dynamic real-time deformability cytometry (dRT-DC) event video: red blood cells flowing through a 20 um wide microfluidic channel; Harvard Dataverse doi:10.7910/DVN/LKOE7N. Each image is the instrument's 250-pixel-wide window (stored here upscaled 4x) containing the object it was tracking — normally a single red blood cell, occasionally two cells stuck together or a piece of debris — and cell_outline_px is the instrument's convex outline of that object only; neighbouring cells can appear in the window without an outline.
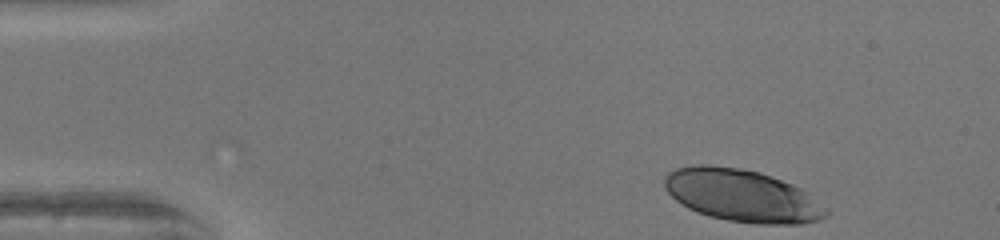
{"species": "human", "species_latin": "Homo sapiens", "temperature_condition": "warm", "stored_images_in_passage": 45, "camera_frame_rate_fps": 3000, "um_per_image_px": 0.085, "donor": {"sex": "female"}, "frame": {"image": 1, "passage_image": 1, "time_ms": 0.0, "image_size_px": [1000, 240], "cell_outline_px": [[828, 216], [820, 220], [800, 224], [756, 224], [728, 220], [708, 216], [696, 212], [688, 208], [676, 200], [664, 188], [664, 176], [668, 172], [676, 168], [696, 164], [708, 164], [744, 168], [760, 172], [792, 184], [800, 188], [828, 208]], "centroid_in_image_um": [63.07, 16.62], "position_along_channel_um": 21.9, "area_um2": 49.65}}
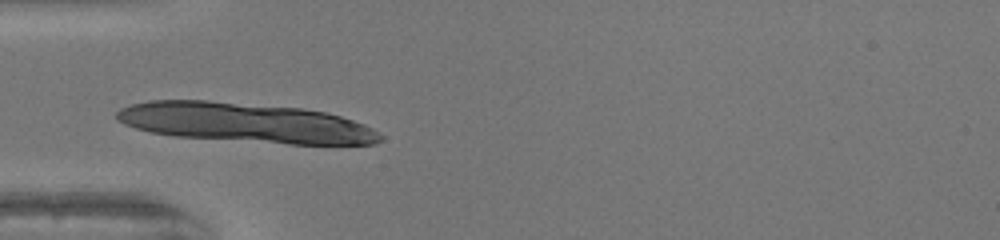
{"frame": {"image": 2, "passage_image": 11, "time_ms": 3.333, "image_size_px": [1000, 240], "cell_outline_px": [[384, 140], [376, 144], [288, 144], [172, 136], [152, 132], [136, 128], [124, 124], [116, 120], [116, 112], [120, 108], [132, 104], [148, 100], [208, 100], [300, 108], [324, 112], [340, 116], [364, 124], [372, 128], [384, 136]], "centroid_in_image_um": [20.85, 10.43], "position_along_channel_um": 64.1, "area_um2": 61.04}}